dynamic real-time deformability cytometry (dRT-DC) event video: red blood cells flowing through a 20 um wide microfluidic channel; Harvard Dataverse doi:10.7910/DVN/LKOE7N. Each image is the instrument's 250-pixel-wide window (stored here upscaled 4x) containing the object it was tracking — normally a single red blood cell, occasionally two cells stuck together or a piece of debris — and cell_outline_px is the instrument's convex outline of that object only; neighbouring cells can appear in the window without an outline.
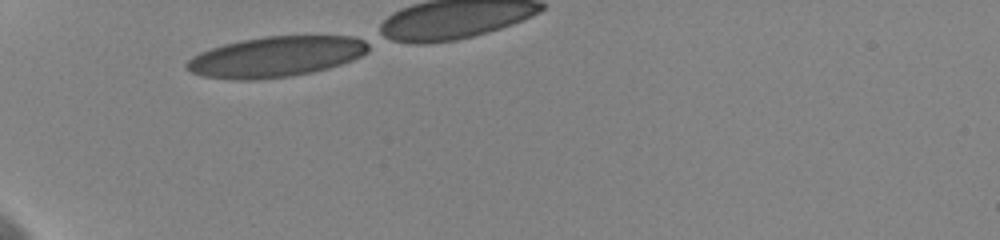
{"species": "human", "species_latin": "Homo sapiens", "temperature_condition": "cold", "stored_images_in_passage": 13, "camera_frame_rate_fps": 3000, "um_per_image_px": 0.085, "donor": {"sex": "female"}, "frame": {"image": 1, "passage_image": 1, "time_ms": 0.0, "image_size_px": [1000, 240], "cell_outline_px": [[368, 52], [352, 60], [328, 68], [312, 72], [288, 76], [256, 80], [236, 80], [204, 76], [192, 72], [184, 64], [192, 56], [200, 52], [224, 44], [240, 40], [264, 36], [356, 36], [364, 40], [368, 44]], "centroid_in_image_um": [23.45, 4.81], "position_along_channel_um": 61.6, "area_um2": 42.77}}